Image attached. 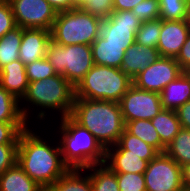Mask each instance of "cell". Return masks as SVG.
<instances>
[{"label":"cell","instance_id":"obj_1","mask_svg":"<svg viewBox=\"0 0 190 191\" xmlns=\"http://www.w3.org/2000/svg\"><path fill=\"white\" fill-rule=\"evenodd\" d=\"M46 129H41L42 134L29 125L21 132L17 149V164L45 190L70 169L63 161L58 139L50 131L52 128L47 130L48 133ZM46 134L48 137L44 136Z\"/></svg>","mask_w":190,"mask_h":191},{"label":"cell","instance_id":"obj_2","mask_svg":"<svg viewBox=\"0 0 190 191\" xmlns=\"http://www.w3.org/2000/svg\"><path fill=\"white\" fill-rule=\"evenodd\" d=\"M74 100L75 87L62 75L56 74L43 80L29 82L26 93L20 100V109L26 122L38 129L35 122L41 124L43 128L42 123H45L46 120L49 123L55 117L61 119L70 116ZM32 115L33 119H36L35 122L31 118ZM51 115H54L53 120L49 119Z\"/></svg>","mask_w":190,"mask_h":191},{"label":"cell","instance_id":"obj_3","mask_svg":"<svg viewBox=\"0 0 190 191\" xmlns=\"http://www.w3.org/2000/svg\"><path fill=\"white\" fill-rule=\"evenodd\" d=\"M70 117L88 129L106 150L117 144L125 130L118 102L75 98Z\"/></svg>","mask_w":190,"mask_h":191},{"label":"cell","instance_id":"obj_4","mask_svg":"<svg viewBox=\"0 0 190 191\" xmlns=\"http://www.w3.org/2000/svg\"><path fill=\"white\" fill-rule=\"evenodd\" d=\"M55 119L58 124L54 122L53 132L58 139L63 161L70 169L104 164L106 150L88 129L81 127L70 116Z\"/></svg>","mask_w":190,"mask_h":191},{"label":"cell","instance_id":"obj_5","mask_svg":"<svg viewBox=\"0 0 190 191\" xmlns=\"http://www.w3.org/2000/svg\"><path fill=\"white\" fill-rule=\"evenodd\" d=\"M133 84L120 68L96 65L75 87V98L120 102Z\"/></svg>","mask_w":190,"mask_h":191},{"label":"cell","instance_id":"obj_6","mask_svg":"<svg viewBox=\"0 0 190 191\" xmlns=\"http://www.w3.org/2000/svg\"><path fill=\"white\" fill-rule=\"evenodd\" d=\"M102 19L83 9L58 12L51 28V40L63 45H91L100 35Z\"/></svg>","mask_w":190,"mask_h":191},{"label":"cell","instance_id":"obj_7","mask_svg":"<svg viewBox=\"0 0 190 191\" xmlns=\"http://www.w3.org/2000/svg\"><path fill=\"white\" fill-rule=\"evenodd\" d=\"M46 59L54 67L56 74L62 75L74 87L94 66L91 45L85 44L63 46L50 40Z\"/></svg>","mask_w":190,"mask_h":191},{"label":"cell","instance_id":"obj_8","mask_svg":"<svg viewBox=\"0 0 190 191\" xmlns=\"http://www.w3.org/2000/svg\"><path fill=\"white\" fill-rule=\"evenodd\" d=\"M146 191H181V166L165 152L148 162L144 172Z\"/></svg>","mask_w":190,"mask_h":191},{"label":"cell","instance_id":"obj_9","mask_svg":"<svg viewBox=\"0 0 190 191\" xmlns=\"http://www.w3.org/2000/svg\"><path fill=\"white\" fill-rule=\"evenodd\" d=\"M124 122L153 119L162 109L159 93L142 90L132 84L120 102Z\"/></svg>","mask_w":190,"mask_h":191},{"label":"cell","instance_id":"obj_10","mask_svg":"<svg viewBox=\"0 0 190 191\" xmlns=\"http://www.w3.org/2000/svg\"><path fill=\"white\" fill-rule=\"evenodd\" d=\"M17 26L51 31L57 12L46 0H8Z\"/></svg>","mask_w":190,"mask_h":191},{"label":"cell","instance_id":"obj_11","mask_svg":"<svg viewBox=\"0 0 190 191\" xmlns=\"http://www.w3.org/2000/svg\"><path fill=\"white\" fill-rule=\"evenodd\" d=\"M183 71L175 58L160 56L132 81L142 90L161 93L165 86L174 81Z\"/></svg>","mask_w":190,"mask_h":191},{"label":"cell","instance_id":"obj_12","mask_svg":"<svg viewBox=\"0 0 190 191\" xmlns=\"http://www.w3.org/2000/svg\"><path fill=\"white\" fill-rule=\"evenodd\" d=\"M140 26L141 21L132 11H113L109 18L102 20L100 36L107 44L133 45Z\"/></svg>","mask_w":190,"mask_h":191},{"label":"cell","instance_id":"obj_13","mask_svg":"<svg viewBox=\"0 0 190 191\" xmlns=\"http://www.w3.org/2000/svg\"><path fill=\"white\" fill-rule=\"evenodd\" d=\"M189 34L187 20H162L157 46L160 56L176 59Z\"/></svg>","mask_w":190,"mask_h":191},{"label":"cell","instance_id":"obj_14","mask_svg":"<svg viewBox=\"0 0 190 191\" xmlns=\"http://www.w3.org/2000/svg\"><path fill=\"white\" fill-rule=\"evenodd\" d=\"M51 33L46 29L22 28L19 60L26 66L33 61L46 57Z\"/></svg>","mask_w":190,"mask_h":191},{"label":"cell","instance_id":"obj_15","mask_svg":"<svg viewBox=\"0 0 190 191\" xmlns=\"http://www.w3.org/2000/svg\"><path fill=\"white\" fill-rule=\"evenodd\" d=\"M160 57L157 48L134 43L125 50L121 70L132 80Z\"/></svg>","mask_w":190,"mask_h":191},{"label":"cell","instance_id":"obj_16","mask_svg":"<svg viewBox=\"0 0 190 191\" xmlns=\"http://www.w3.org/2000/svg\"><path fill=\"white\" fill-rule=\"evenodd\" d=\"M104 164L114 173L144 174L148 161L145 155L127 154L125 149H106Z\"/></svg>","mask_w":190,"mask_h":191},{"label":"cell","instance_id":"obj_17","mask_svg":"<svg viewBox=\"0 0 190 191\" xmlns=\"http://www.w3.org/2000/svg\"><path fill=\"white\" fill-rule=\"evenodd\" d=\"M29 81L22 61L14 60L0 69V85L19 101L26 93Z\"/></svg>","mask_w":190,"mask_h":191},{"label":"cell","instance_id":"obj_18","mask_svg":"<svg viewBox=\"0 0 190 191\" xmlns=\"http://www.w3.org/2000/svg\"><path fill=\"white\" fill-rule=\"evenodd\" d=\"M163 109L176 111L190 100V72H182L171 81L160 93Z\"/></svg>","mask_w":190,"mask_h":191},{"label":"cell","instance_id":"obj_19","mask_svg":"<svg viewBox=\"0 0 190 191\" xmlns=\"http://www.w3.org/2000/svg\"><path fill=\"white\" fill-rule=\"evenodd\" d=\"M131 45L107 44V41L98 36L91 44L93 62L96 65L121 68L125 50Z\"/></svg>","mask_w":190,"mask_h":191},{"label":"cell","instance_id":"obj_20","mask_svg":"<svg viewBox=\"0 0 190 191\" xmlns=\"http://www.w3.org/2000/svg\"><path fill=\"white\" fill-rule=\"evenodd\" d=\"M0 191H46L17 162L0 175Z\"/></svg>","mask_w":190,"mask_h":191},{"label":"cell","instance_id":"obj_21","mask_svg":"<svg viewBox=\"0 0 190 191\" xmlns=\"http://www.w3.org/2000/svg\"><path fill=\"white\" fill-rule=\"evenodd\" d=\"M46 191H93L89 174L84 169H69Z\"/></svg>","mask_w":190,"mask_h":191},{"label":"cell","instance_id":"obj_22","mask_svg":"<svg viewBox=\"0 0 190 191\" xmlns=\"http://www.w3.org/2000/svg\"><path fill=\"white\" fill-rule=\"evenodd\" d=\"M151 122L159 134L161 143L165 147H167L181 129L180 121L174 110L162 109L151 119Z\"/></svg>","mask_w":190,"mask_h":191},{"label":"cell","instance_id":"obj_23","mask_svg":"<svg viewBox=\"0 0 190 191\" xmlns=\"http://www.w3.org/2000/svg\"><path fill=\"white\" fill-rule=\"evenodd\" d=\"M125 130L154 147L159 153L165 152L166 147L161 143L158 132L151 120L139 119L125 123Z\"/></svg>","mask_w":190,"mask_h":191},{"label":"cell","instance_id":"obj_24","mask_svg":"<svg viewBox=\"0 0 190 191\" xmlns=\"http://www.w3.org/2000/svg\"><path fill=\"white\" fill-rule=\"evenodd\" d=\"M84 170L90 176L93 191H120L116 173L105 164H95Z\"/></svg>","mask_w":190,"mask_h":191},{"label":"cell","instance_id":"obj_25","mask_svg":"<svg viewBox=\"0 0 190 191\" xmlns=\"http://www.w3.org/2000/svg\"><path fill=\"white\" fill-rule=\"evenodd\" d=\"M107 149H125L127 154L145 155V160L148 162L159 154L154 147L129 134L126 130L119 137L117 144Z\"/></svg>","mask_w":190,"mask_h":191},{"label":"cell","instance_id":"obj_26","mask_svg":"<svg viewBox=\"0 0 190 191\" xmlns=\"http://www.w3.org/2000/svg\"><path fill=\"white\" fill-rule=\"evenodd\" d=\"M21 40L22 27L20 26L6 32L5 35L0 38V69L14 60H19Z\"/></svg>","mask_w":190,"mask_h":191},{"label":"cell","instance_id":"obj_27","mask_svg":"<svg viewBox=\"0 0 190 191\" xmlns=\"http://www.w3.org/2000/svg\"><path fill=\"white\" fill-rule=\"evenodd\" d=\"M165 153L179 166L190 163V130L181 128L179 133L167 145Z\"/></svg>","mask_w":190,"mask_h":191},{"label":"cell","instance_id":"obj_28","mask_svg":"<svg viewBox=\"0 0 190 191\" xmlns=\"http://www.w3.org/2000/svg\"><path fill=\"white\" fill-rule=\"evenodd\" d=\"M0 122H26L20 101L0 85Z\"/></svg>","mask_w":190,"mask_h":191},{"label":"cell","instance_id":"obj_29","mask_svg":"<svg viewBox=\"0 0 190 191\" xmlns=\"http://www.w3.org/2000/svg\"><path fill=\"white\" fill-rule=\"evenodd\" d=\"M161 27L162 19L160 18L141 23L140 28L135 34V43L157 48Z\"/></svg>","mask_w":190,"mask_h":191},{"label":"cell","instance_id":"obj_30","mask_svg":"<svg viewBox=\"0 0 190 191\" xmlns=\"http://www.w3.org/2000/svg\"><path fill=\"white\" fill-rule=\"evenodd\" d=\"M189 0H159L160 19L186 20Z\"/></svg>","mask_w":190,"mask_h":191},{"label":"cell","instance_id":"obj_31","mask_svg":"<svg viewBox=\"0 0 190 191\" xmlns=\"http://www.w3.org/2000/svg\"><path fill=\"white\" fill-rule=\"evenodd\" d=\"M25 68L29 82L43 80L47 77H53L56 75L54 67L50 64L46 57L27 64Z\"/></svg>","mask_w":190,"mask_h":191},{"label":"cell","instance_id":"obj_32","mask_svg":"<svg viewBox=\"0 0 190 191\" xmlns=\"http://www.w3.org/2000/svg\"><path fill=\"white\" fill-rule=\"evenodd\" d=\"M27 122H0V144H18V139Z\"/></svg>","mask_w":190,"mask_h":191},{"label":"cell","instance_id":"obj_33","mask_svg":"<svg viewBox=\"0 0 190 191\" xmlns=\"http://www.w3.org/2000/svg\"><path fill=\"white\" fill-rule=\"evenodd\" d=\"M120 191H146L144 174L116 173Z\"/></svg>","mask_w":190,"mask_h":191},{"label":"cell","instance_id":"obj_34","mask_svg":"<svg viewBox=\"0 0 190 191\" xmlns=\"http://www.w3.org/2000/svg\"><path fill=\"white\" fill-rule=\"evenodd\" d=\"M141 23L160 18L159 0H144L132 9Z\"/></svg>","mask_w":190,"mask_h":191},{"label":"cell","instance_id":"obj_35","mask_svg":"<svg viewBox=\"0 0 190 191\" xmlns=\"http://www.w3.org/2000/svg\"><path fill=\"white\" fill-rule=\"evenodd\" d=\"M83 10L102 20L107 19L114 11L113 0H90Z\"/></svg>","mask_w":190,"mask_h":191},{"label":"cell","instance_id":"obj_36","mask_svg":"<svg viewBox=\"0 0 190 191\" xmlns=\"http://www.w3.org/2000/svg\"><path fill=\"white\" fill-rule=\"evenodd\" d=\"M15 27L17 25L9 1L0 0V38Z\"/></svg>","mask_w":190,"mask_h":191},{"label":"cell","instance_id":"obj_37","mask_svg":"<svg viewBox=\"0 0 190 191\" xmlns=\"http://www.w3.org/2000/svg\"><path fill=\"white\" fill-rule=\"evenodd\" d=\"M18 144H0V175L17 162Z\"/></svg>","mask_w":190,"mask_h":191},{"label":"cell","instance_id":"obj_38","mask_svg":"<svg viewBox=\"0 0 190 191\" xmlns=\"http://www.w3.org/2000/svg\"><path fill=\"white\" fill-rule=\"evenodd\" d=\"M176 61L183 72H190V34L176 57Z\"/></svg>","mask_w":190,"mask_h":191},{"label":"cell","instance_id":"obj_39","mask_svg":"<svg viewBox=\"0 0 190 191\" xmlns=\"http://www.w3.org/2000/svg\"><path fill=\"white\" fill-rule=\"evenodd\" d=\"M176 114L180 121L181 128L190 130V100L180 106L176 110Z\"/></svg>","mask_w":190,"mask_h":191},{"label":"cell","instance_id":"obj_40","mask_svg":"<svg viewBox=\"0 0 190 191\" xmlns=\"http://www.w3.org/2000/svg\"><path fill=\"white\" fill-rule=\"evenodd\" d=\"M144 0H113L114 11H132V9Z\"/></svg>","mask_w":190,"mask_h":191},{"label":"cell","instance_id":"obj_41","mask_svg":"<svg viewBox=\"0 0 190 191\" xmlns=\"http://www.w3.org/2000/svg\"><path fill=\"white\" fill-rule=\"evenodd\" d=\"M58 12L73 9V0H46Z\"/></svg>","mask_w":190,"mask_h":191},{"label":"cell","instance_id":"obj_42","mask_svg":"<svg viewBox=\"0 0 190 191\" xmlns=\"http://www.w3.org/2000/svg\"><path fill=\"white\" fill-rule=\"evenodd\" d=\"M183 188L190 190V163L181 167Z\"/></svg>","mask_w":190,"mask_h":191},{"label":"cell","instance_id":"obj_43","mask_svg":"<svg viewBox=\"0 0 190 191\" xmlns=\"http://www.w3.org/2000/svg\"><path fill=\"white\" fill-rule=\"evenodd\" d=\"M90 0H73V8L83 9Z\"/></svg>","mask_w":190,"mask_h":191},{"label":"cell","instance_id":"obj_44","mask_svg":"<svg viewBox=\"0 0 190 191\" xmlns=\"http://www.w3.org/2000/svg\"><path fill=\"white\" fill-rule=\"evenodd\" d=\"M187 23H188V26L190 27V0H189V3H188V11H187Z\"/></svg>","mask_w":190,"mask_h":191}]
</instances>
